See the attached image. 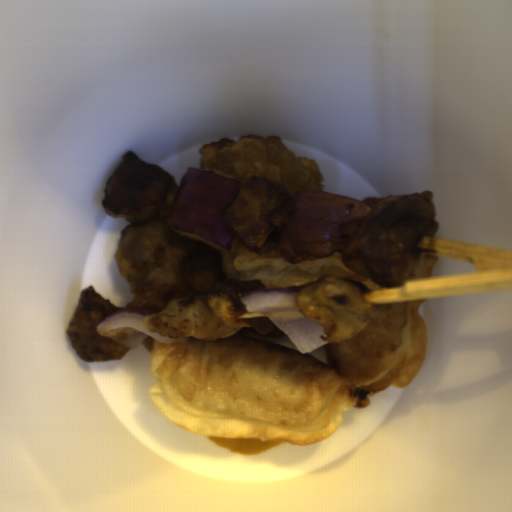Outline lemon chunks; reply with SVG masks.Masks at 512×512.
Wrapping results in <instances>:
<instances>
[{"instance_id":"lemon-chunks-1","label":"lemon chunks","mask_w":512,"mask_h":512,"mask_svg":"<svg viewBox=\"0 0 512 512\" xmlns=\"http://www.w3.org/2000/svg\"><path fill=\"white\" fill-rule=\"evenodd\" d=\"M207 437L214 444L242 456L265 452L283 443L278 438H222L214 436Z\"/></svg>"}]
</instances>
